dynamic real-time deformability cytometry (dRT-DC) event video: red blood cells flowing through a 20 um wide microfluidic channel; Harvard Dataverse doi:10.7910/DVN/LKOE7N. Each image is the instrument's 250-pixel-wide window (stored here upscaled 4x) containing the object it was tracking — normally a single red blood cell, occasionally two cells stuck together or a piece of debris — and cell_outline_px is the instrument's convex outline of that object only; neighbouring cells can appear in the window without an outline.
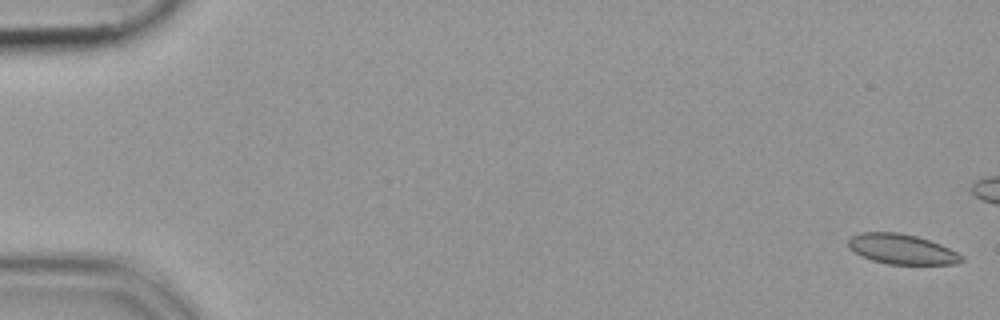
{"species": "common noctule bat (a hibernating species)", "species_latin": "Nyctalus noctula", "temperature_condition": "cold", "stored_images_in_passage": 21, "camera_frame_rate_fps": 3000, "um_per_image_px": 0.085, "animal": {"sex": "female", "body_mass_g": 19.9}, "frame": {"image": 1, "passage_image": 1, "time_ms": 0.0, "image_size_px": [1000, 320], "cell_outline_px": [[964, 260], [956, 264], [888, 264], [872, 260], [860, 256], [848, 248], [848, 240], [852, 236], [860, 232], [900, 232], [916, 236], [940, 244], [964, 256]], "centroid_in_image_um": [76.62, 21.18], "position_along_channel_um": 8.4, "area_um2": 19.88}}
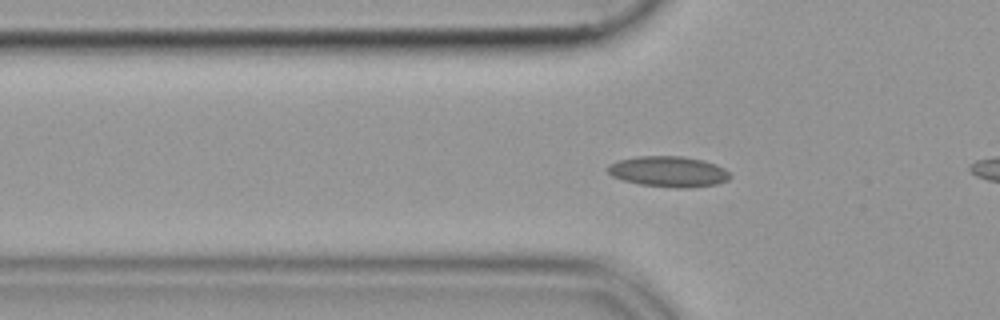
{"frame": {"image": 2, "passage_image": 18, "time_ms": 5.667, "image_size_px": [1000, 320], "cell_outline_px": [[732, 176], [728, 180], [716, 184], [688, 188], [676, 188], [640, 184], [624, 180], [612, 176], [604, 168], [608, 164], [620, 160], [636, 156], [680, 156], [704, 160], [716, 164], [724, 168]], "centroid_in_image_um": [56.82, 14.58], "position_along_channel_um": 69.0, "area_um2": 21.96}}